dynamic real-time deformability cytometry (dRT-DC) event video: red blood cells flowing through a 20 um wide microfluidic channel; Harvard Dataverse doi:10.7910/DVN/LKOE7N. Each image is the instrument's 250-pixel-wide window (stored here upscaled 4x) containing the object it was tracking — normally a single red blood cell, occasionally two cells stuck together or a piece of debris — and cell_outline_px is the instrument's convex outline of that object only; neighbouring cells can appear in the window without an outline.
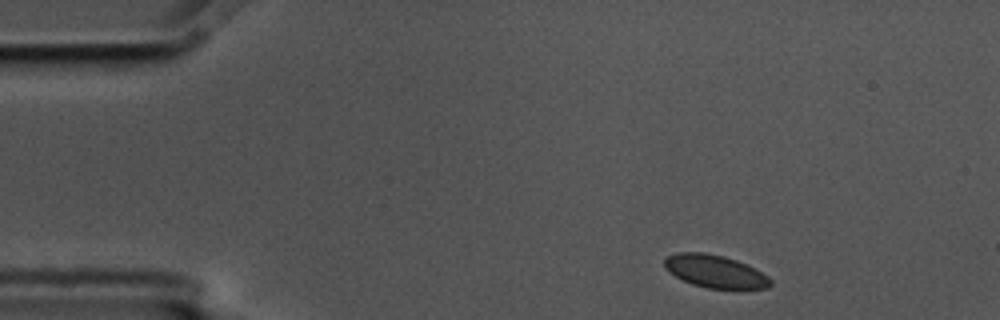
{"species": "common noctule bat (a hibernating species)", "species_latin": "Nyctalus noctula", "temperature_condition": "cold", "stored_images_in_passage": 3, "camera_frame_rate_fps": 3000, "um_per_image_px": 0.085, "animal": {"sex": "male", "body_mass_g": 17.5, "forearm_length_mm": 52.3}, "frame": {"image": 1, "passage_image": 1, "time_ms": 0.0, "image_size_px": [1000, 320], "cell_outline_px": [[772, 284], [768, 288], [708, 288], [692, 284], [668, 272], [664, 268], [664, 260], [668, 256], [676, 252], [704, 252], [724, 256], [736, 260], [756, 268], [768, 276], [772, 280]], "centroid_in_image_um": [60.78, 23.05], "position_along_channel_um": 24.2, "area_um2": 20.23}}